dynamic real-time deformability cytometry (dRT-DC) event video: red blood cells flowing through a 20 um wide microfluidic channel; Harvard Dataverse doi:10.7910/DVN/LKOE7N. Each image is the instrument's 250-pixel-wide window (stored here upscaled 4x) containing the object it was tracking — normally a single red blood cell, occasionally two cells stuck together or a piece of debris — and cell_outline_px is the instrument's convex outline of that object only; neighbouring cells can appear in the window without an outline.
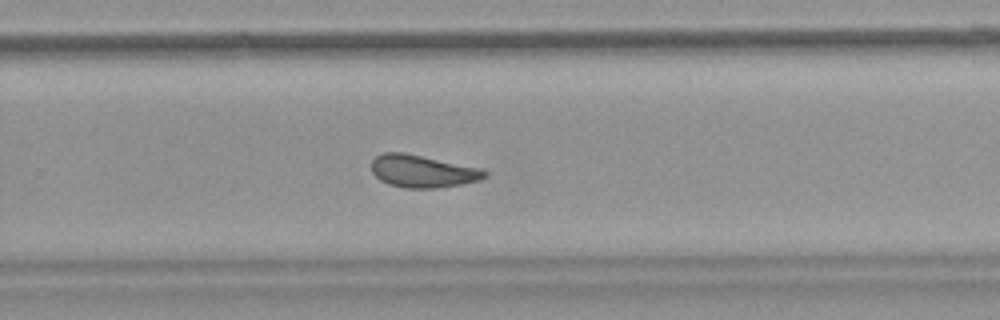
{"species": "common noctule bat (a hibernating species)", "species_latin": "Nyctalus noctula", "temperature_condition": "warm", "stored_images_in_passage": 40, "camera_frame_rate_fps": 3000, "um_per_image_px": 0.085, "animal": {"sex": "female", "body_mass_g": 18.4}, "frame": {"image": 1, "passage_image": 29, "time_ms": 9.333, "image_size_px": [1000, 320], "cell_outline_px": [[488, 176], [480, 180], [460, 184], [436, 188], [404, 188], [388, 184], [380, 180], [372, 172], [372, 160], [376, 156], [384, 152], [404, 152], [480, 168], [488, 172]], "centroid_in_image_um": [35.91, 14.55], "position_along_channel_um": 293.9, "area_um2": 21.39}, "authors_computed_cell_mechanics": {"area_um2": 21.4438, "velocity_mm_per_s": 3.8, "shape_relaxation_time_tau1_ms": null, "shape_relaxation_time_tau2_ms": 1.7765, "deformation_change_tau1": null, "deformation_change_tau2": 0.0723}}